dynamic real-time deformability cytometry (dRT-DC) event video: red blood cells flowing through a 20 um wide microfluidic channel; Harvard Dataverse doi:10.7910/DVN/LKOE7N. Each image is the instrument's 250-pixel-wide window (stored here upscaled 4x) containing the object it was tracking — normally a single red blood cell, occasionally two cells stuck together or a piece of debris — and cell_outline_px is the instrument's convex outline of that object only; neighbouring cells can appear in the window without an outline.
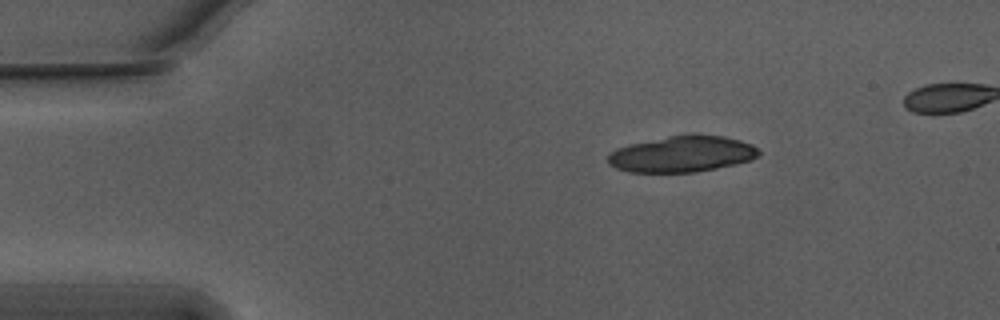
{"species": "Egyptian fruit bat (a non-hibernating species)", "species_latin": "Rousettus aegyptiacus", "temperature_condition": "warm", "stored_images_in_passage": 43, "camera_frame_rate_fps": 3000, "um_per_image_px": 0.085, "animal": {"sex": "male"}, "frame": {"image": 1, "passage_image": 1, "time_ms": 0.0, "image_size_px": [1000, 320], "cell_outline_px": [[760, 156], [752, 160], [736, 164], [696, 172], [628, 172], [616, 168], [608, 164], [608, 152], [616, 148], [628, 144], [688, 132], [692, 132], [724, 136], [740, 140], [752, 144], [760, 152]], "centroid_in_image_um": [57.98, 13.07], "position_along_channel_um": 27.0, "area_um2": 32.48}, "authors_computed_cell_mechanics": {"area_um2": 22.542, "velocity_mm_per_s": 3.772, "shape_relaxation_time_tau1_ms": 1.0321, "shape_relaxation_time_tau2_ms": 1.4082, "deformation_change_tau1": 0.2848, "deformation_change_tau2": 0.0937}}